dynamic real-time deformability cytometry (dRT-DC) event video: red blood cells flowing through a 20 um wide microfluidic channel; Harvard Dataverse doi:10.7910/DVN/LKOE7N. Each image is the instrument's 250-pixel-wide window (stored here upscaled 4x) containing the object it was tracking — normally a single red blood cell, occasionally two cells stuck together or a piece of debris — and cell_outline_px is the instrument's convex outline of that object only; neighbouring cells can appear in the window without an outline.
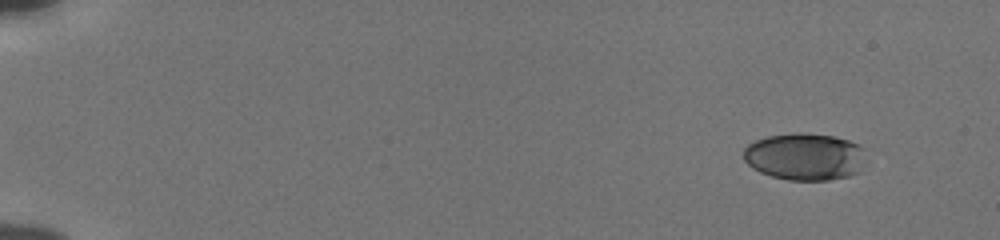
{"species": "human", "species_latin": "Homo sapiens", "temperature_condition": "cold", "stored_images_in_passage": 51, "camera_frame_rate_fps": 3000, "um_per_image_px": 0.085, "donor": {"sex": "male"}, "frame": {"image": 1, "passage_image": 1, "time_ms": 0.0, "image_size_px": [1000, 240], "cell_outline_px": [[864, 148], [860, 172], [848, 176], [828, 180], [788, 180], [772, 176], [760, 172], [752, 168], [744, 160], [744, 148], [748, 144], [756, 140], [768, 136], [796, 132], [800, 132], [832, 136], [848, 140]], "centroid_in_image_um": [68.38, 13.31], "position_along_channel_um": 16.6, "area_um2": 33.52}}
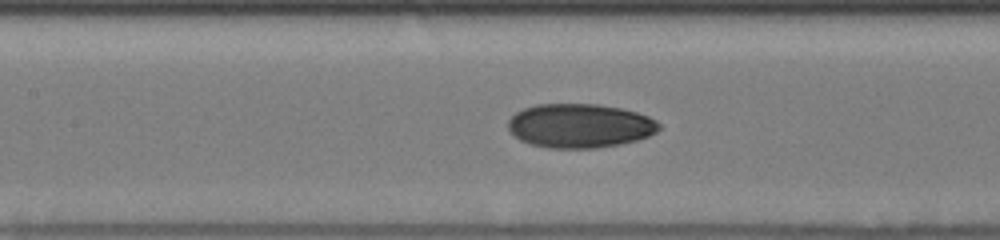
{"frame": {"image": 2, "passage_image": 24, "time_ms": 7.667, "image_size_px": [1000, 240], "cell_outline_px": [[660, 128], [656, 132], [648, 136], [636, 140], [620, 144], [596, 148], [548, 148], [532, 144], [520, 140], [508, 128], [508, 120], [516, 112], [524, 108], [536, 104], [596, 104], [620, 108], [636, 112], [648, 116], [656, 120], [660, 124]], "centroid_in_image_um": [49.29, 10.69], "position_along_channel_um": 158.1, "area_um2": 38.67}}
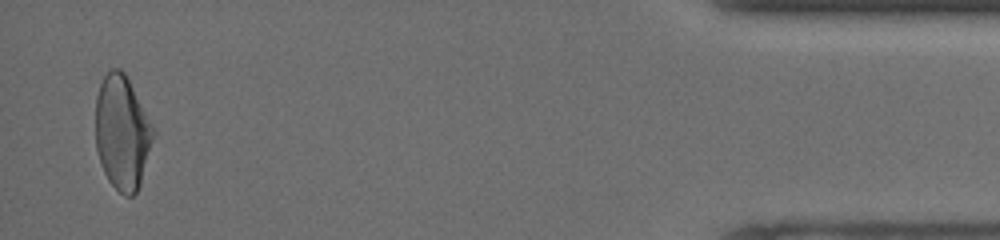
{"frame": {"image": 3, "passage_image": 50, "time_ms": 16.333, "image_size_px": [1000, 240], "cell_outline_px": [[152, 140], [140, 184], [136, 192], [132, 196], [124, 196], [108, 180], [104, 172], [96, 148], [96, 96], [100, 84], [104, 76], [112, 68], [120, 68], [124, 72], [152, 128]], "centroid_in_image_um": [10.33, 11.28], "position_along_channel_um": 424.9, "area_um2": 37.22}, "authors_computed_cell_mechanics": {"area_um2": 37.2232, "velocity_mm_per_s": 3.8593, "shape_relaxation_time_tau1_ms": 9.4221, "shape_relaxation_time_tau2_ms": 1.7953, "deformation_change_tau1": 0.2348, "deformation_change_tau2": 0.0619}}